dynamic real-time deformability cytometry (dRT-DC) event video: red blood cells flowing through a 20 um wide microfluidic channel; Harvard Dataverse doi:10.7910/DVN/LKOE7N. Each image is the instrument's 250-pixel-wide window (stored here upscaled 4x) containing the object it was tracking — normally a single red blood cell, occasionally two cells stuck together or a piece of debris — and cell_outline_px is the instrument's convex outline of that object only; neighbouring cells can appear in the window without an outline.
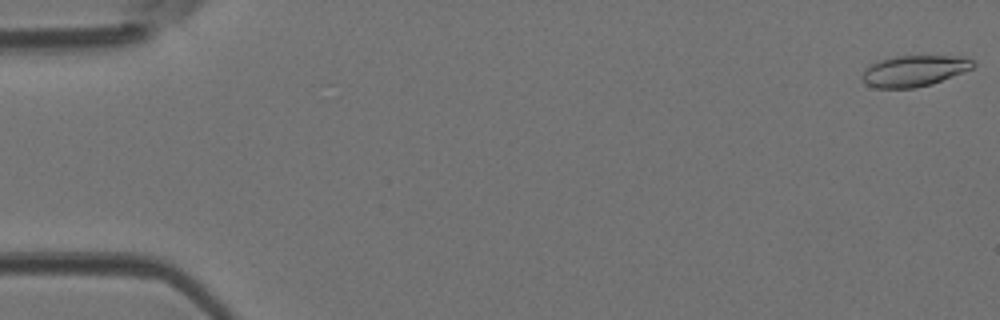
{"species": "Egyptian fruit bat (a non-hibernating species)", "species_latin": "Rousettus aegyptiacus", "temperature_condition": "room temperature", "stored_images_in_passage": 11, "camera_frame_rate_fps": 3000, "um_per_image_px": 0.085, "animal": {"sex": "female"}, "frame": {"image": 1, "passage_image": 1, "time_ms": 0.0, "image_size_px": [1000, 320], "cell_outline_px": [[976, 64], [972, 68], [932, 84], [916, 88], [876, 88], [860, 80], [860, 76], [864, 68], [880, 60], [892, 56], [964, 56], [972, 60]], "centroid_in_image_um": [77.66, 6.02], "position_along_channel_um": 7.3, "area_um2": 20.17}}
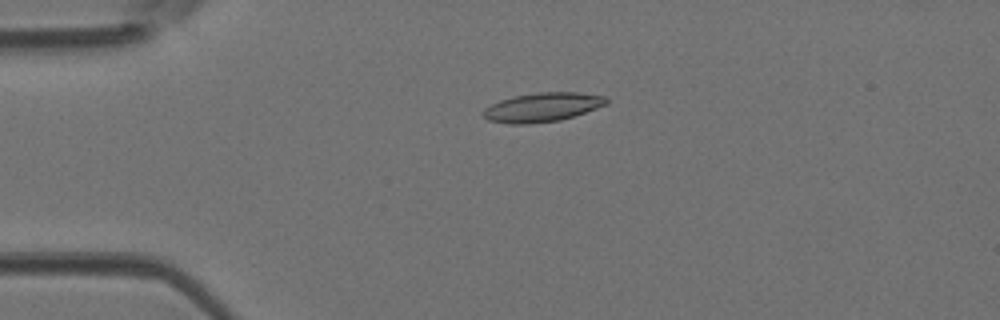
{"frame": {"image": 2, "passage_image": 11, "time_ms": 3.333, "image_size_px": [1000, 320], "cell_outline_px": [[608, 104], [560, 120], [528, 124], [508, 124], [488, 120], [480, 112], [484, 108], [500, 100], [516, 96], [536, 92], [576, 92], [608, 96]], "centroid_in_image_um": [46.09, 9.11], "position_along_channel_um": 38.9, "area_um2": 20.87}}